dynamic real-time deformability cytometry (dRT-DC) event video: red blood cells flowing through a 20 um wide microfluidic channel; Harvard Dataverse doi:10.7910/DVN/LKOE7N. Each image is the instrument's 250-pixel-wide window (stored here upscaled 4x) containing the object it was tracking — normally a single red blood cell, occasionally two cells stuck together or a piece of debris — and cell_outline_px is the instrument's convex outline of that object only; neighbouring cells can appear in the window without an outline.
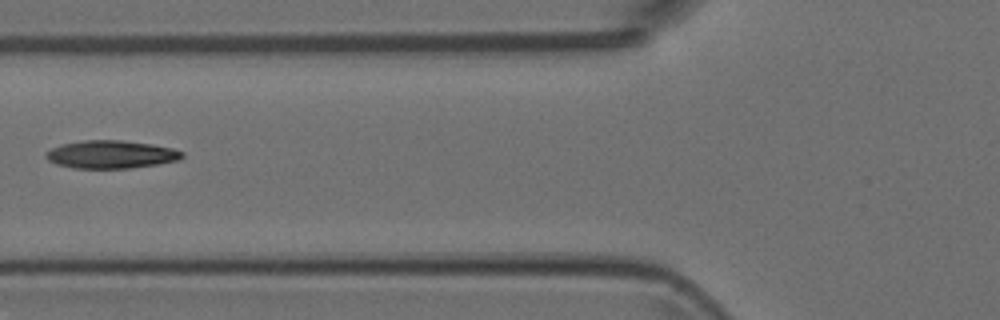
{"species": "Egyptian fruit bat (a non-hibernating species)", "species_latin": "Rousettus aegyptiacus", "temperature_condition": "room temperature", "stored_images_in_passage": 6, "camera_frame_rate_fps": 3000, "um_per_image_px": 0.085, "animal": {"sex": "female"}, "frame": {"image": 1, "passage_image": 5, "time_ms": 1.333, "image_size_px": [1000, 320], "cell_outline_px": [[184, 156], [180, 160], [132, 168], [72, 168], [56, 164], [48, 160], [44, 156], [44, 152], [60, 144], [84, 140], [120, 140], [152, 144], [172, 148], [184, 152]], "centroid_in_image_um": [9.42, 13.12], "position_along_channel_um": 116.4, "area_um2": 22.31}}
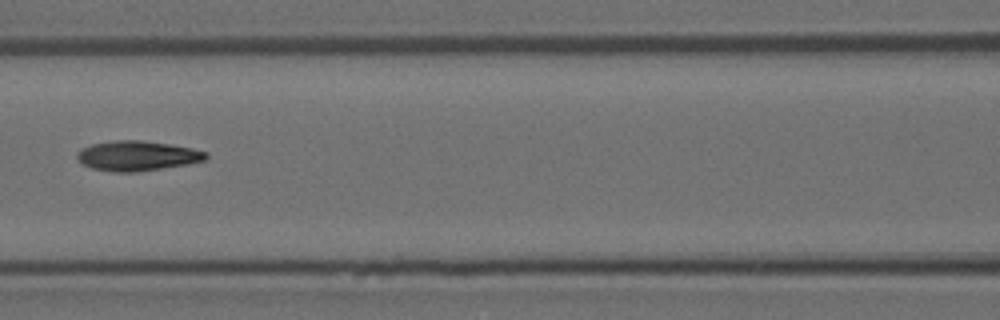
{"frame": {"image": 2, "passage_image": 6, "time_ms": 1.667, "image_size_px": [1000, 320], "cell_outline_px": [[208, 156], [204, 160], [188, 164], [136, 172], [116, 172], [92, 168], [84, 164], [76, 156], [76, 152], [80, 148], [92, 144], [112, 140], [140, 140], [168, 144], [192, 148], [208, 152]], "centroid_in_image_um": [11.65, 13.24], "position_along_channel_um": 154.9, "area_um2": 22.37}}